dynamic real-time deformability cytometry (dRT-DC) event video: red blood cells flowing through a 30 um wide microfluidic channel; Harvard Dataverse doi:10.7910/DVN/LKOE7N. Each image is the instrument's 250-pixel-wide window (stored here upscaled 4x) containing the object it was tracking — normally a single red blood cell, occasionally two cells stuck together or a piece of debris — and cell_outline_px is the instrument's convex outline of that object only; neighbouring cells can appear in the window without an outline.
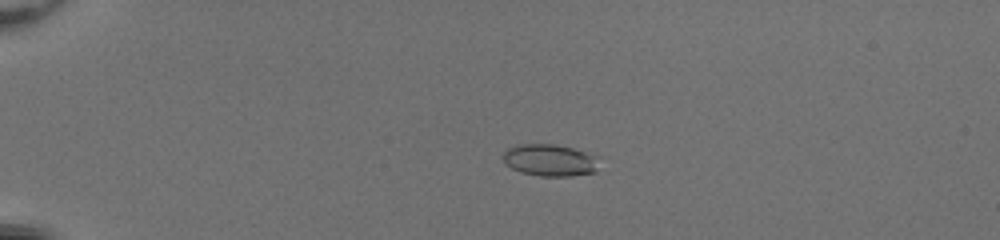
{"species": "common noctule bat (a hibernating species)", "species_latin": "Nyctalus noctula", "temperature_condition": "room temperature", "stored_images_in_passage": 45, "camera_frame_rate_fps": 3000, "um_per_image_px": 0.085, "animal": {"sex": "female", "body_mass_g": 20.0, "forearm_length_mm": 54.0}, "frame": {"image": 1, "passage_image": 6, "time_ms": 1.667, "image_size_px": [1000, 240], "cell_outline_px": [[600, 156], [596, 172], [568, 176], [540, 176], [520, 172], [504, 164], [504, 152], [508, 148], [516, 144], [556, 144], [572, 148]], "centroid_in_image_um": [46.76, 13.61], "position_along_channel_um": 38.2, "area_um2": 18.09}}
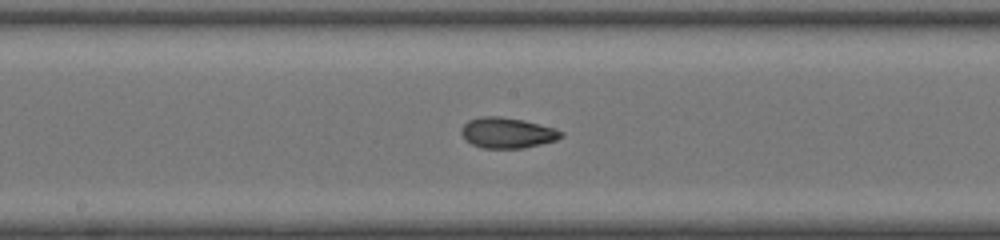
{"frame": {"image": 2, "passage_image": 23, "time_ms": 7.333, "image_size_px": [1000, 240], "cell_outline_px": [[564, 136], [556, 140], [524, 148], [484, 148], [472, 144], [460, 132], [464, 124], [468, 120], [480, 116], [500, 116], [524, 120], [556, 128], [564, 132]], "centroid_in_image_um": [43.16, 11.28], "position_along_channel_um": 205.0, "area_um2": 17.8}}
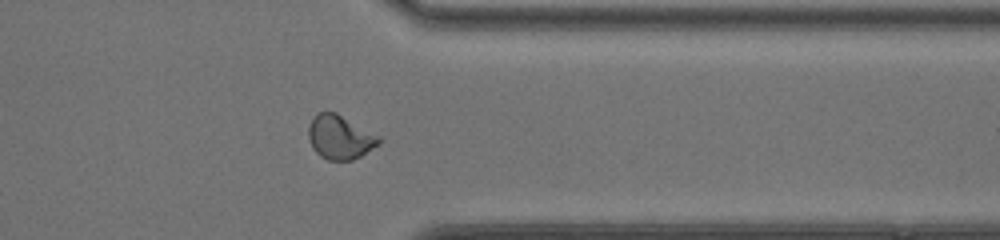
{"frame": {"image": 3, "passage_image": 36, "time_ms": 11.667, "image_size_px": [1000, 240], "cell_outline_px": [[380, 144], [360, 156], [352, 160], [328, 160], [320, 156], [312, 148], [308, 136], [308, 128], [312, 116], [316, 112], [336, 112], [380, 136]], "centroid_in_image_um": [28.87, 11.65], "position_along_channel_um": 382.5, "area_um2": 18.15}, "authors_computed_cell_mechanics": {"area_um2": 17.8024, "velocity_mm_per_s": 4.1418, "shape_relaxation_time_tau1_ms": null, "shape_relaxation_time_tau2_ms": 1.1757, "deformation_change_tau1": null, "deformation_change_tau2": 0.0608}}